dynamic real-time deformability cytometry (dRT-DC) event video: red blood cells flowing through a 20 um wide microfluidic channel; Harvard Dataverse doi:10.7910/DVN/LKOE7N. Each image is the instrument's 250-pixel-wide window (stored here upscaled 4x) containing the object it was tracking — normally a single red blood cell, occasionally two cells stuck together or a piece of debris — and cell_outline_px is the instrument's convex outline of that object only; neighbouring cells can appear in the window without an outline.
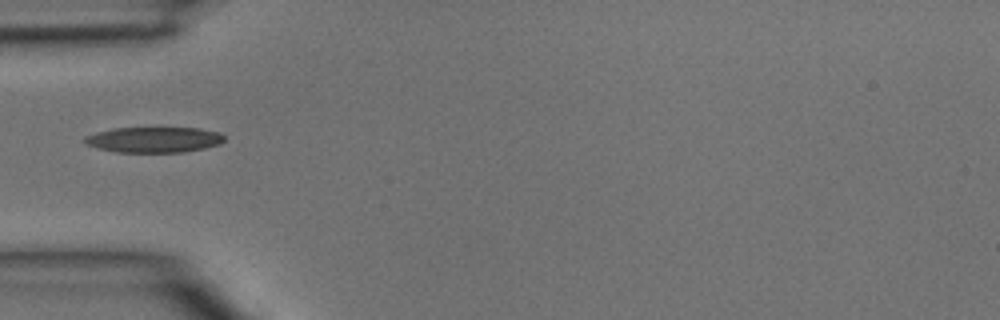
{"species": "common noctule bat (a hibernating species)", "species_latin": "Nyctalus noctula", "temperature_condition": "room temperature", "stored_images_in_passage": 5, "camera_frame_rate_fps": 3000, "um_per_image_px": 0.085, "animal": {"sex": "male", "body_mass_g": 15.6}, "frame": {"image": 1, "passage_image": 4, "time_ms": 1.0, "image_size_px": [1000, 320], "cell_outline_px": [[224, 140], [220, 144], [204, 148], [184, 152], [116, 152], [84, 144], [84, 136], [96, 132], [112, 128], [200, 128], [220, 132], [224, 136]], "centroid_in_image_um": [13.08, 11.87], "position_along_channel_um": 71.9, "area_um2": 20.87}}